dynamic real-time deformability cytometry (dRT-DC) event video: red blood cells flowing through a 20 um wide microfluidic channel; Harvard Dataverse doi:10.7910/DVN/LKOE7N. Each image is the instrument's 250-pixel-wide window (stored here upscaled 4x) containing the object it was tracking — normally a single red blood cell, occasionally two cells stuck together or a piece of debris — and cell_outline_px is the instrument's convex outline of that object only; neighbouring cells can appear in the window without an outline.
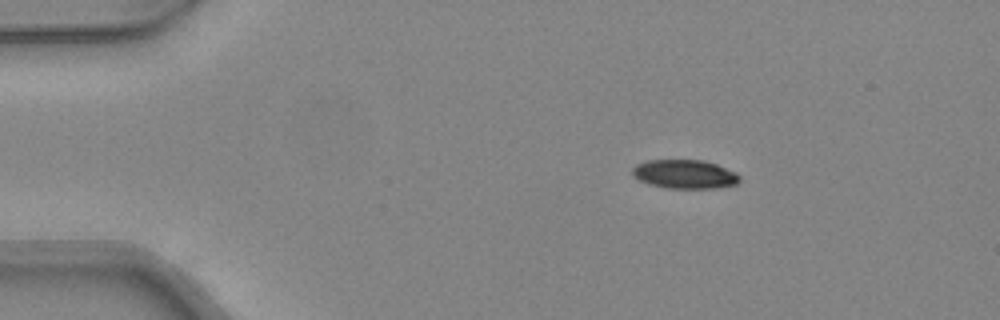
{"species": "common noctule bat (a hibernating species)", "species_latin": "Nyctalus noctula", "temperature_condition": "warm", "stored_images_in_passage": 40, "camera_frame_rate_fps": 3000, "um_per_image_px": 0.085, "animal": {"sex": "female", "body_mass_g": 24.6, "forearm_length_mm": 56.2}, "frame": {"image": 1, "passage_image": 1, "time_ms": 0.0, "image_size_px": [1000, 320], "cell_outline_px": [[740, 180], [736, 184], [716, 188], [664, 188], [648, 184], [632, 176], [632, 168], [636, 164], [648, 160], [700, 160], [716, 164], [736, 172], [740, 176]], "centroid_in_image_um": [58.18, 14.81], "position_along_channel_um": 26.8, "area_um2": 18.09}}
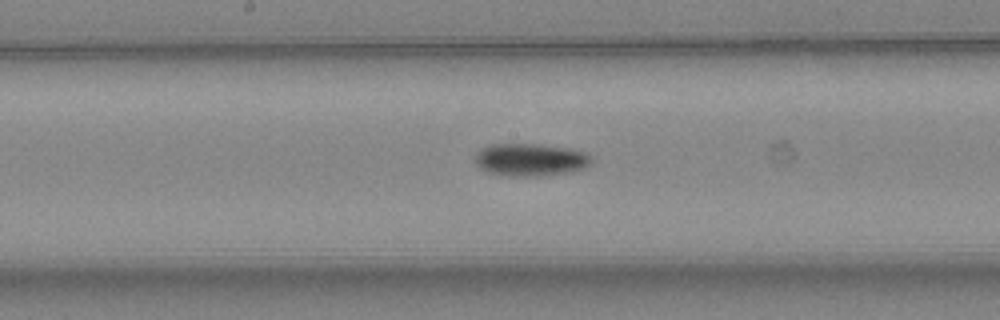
{"frame": {"image": 2, "passage_image": 18, "time_ms": 5.667, "image_size_px": [1000, 320], "cell_outline_px": [[592, 164], [584, 168], [572, 172], [544, 176], [500, 176], [488, 172], [480, 168], [476, 164], [476, 152], [480, 148], [488, 144], [540, 144], [568, 148], [584, 152], [592, 156]], "centroid_in_image_um": [45.09, 13.58], "position_along_channel_um": 203.1, "area_um2": 22.54}}
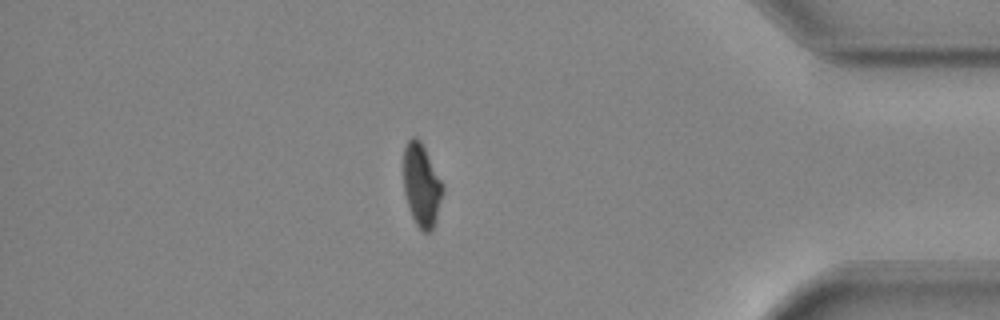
{"frame": {"image": 3, "passage_image": 34, "time_ms": 11.0, "image_size_px": [1000, 320], "cell_outline_px": [[444, 192], [436, 220], [432, 228], [428, 232], [424, 232], [416, 224], [408, 208], [404, 192], [404, 148], [408, 140], [412, 136], [416, 136], [420, 140], [444, 184]], "centroid_in_image_um": [35.84, 15.73], "position_along_channel_um": 399.4, "area_um2": 19.02}, "authors_computed_cell_mechanics": {"area_um2": 20.4323, "velocity_mm_per_s": 4.3529, "shape_relaxation_time_tau1_ms": 5.3526, "shape_relaxation_time_tau2_ms": null, "deformation_change_tau1": 0.1629, "deformation_change_tau2": null}}